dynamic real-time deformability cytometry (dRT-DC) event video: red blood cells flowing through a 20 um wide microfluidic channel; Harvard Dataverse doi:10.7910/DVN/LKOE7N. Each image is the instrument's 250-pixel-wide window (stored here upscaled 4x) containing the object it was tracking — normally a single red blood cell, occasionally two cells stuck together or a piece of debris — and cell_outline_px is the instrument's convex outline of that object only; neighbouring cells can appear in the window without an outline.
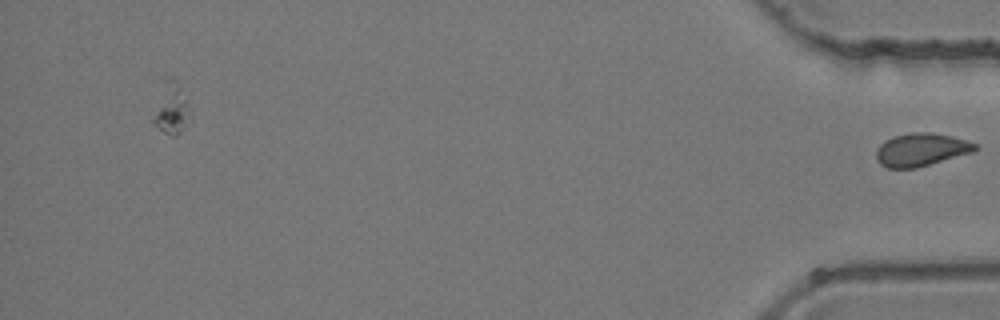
{"species": "common noctule bat (a hibernating species)", "species_latin": "Nyctalus noctula", "temperature_condition": "room temperature", "stored_images_in_passage": 37, "segment_of_instrument_passage": [2, 2], "camera_frame_rate_fps": 3000, "um_per_image_px": 0.085, "animal": {"sex": "female", "body_mass_g": 24.6, "forearm_length_mm": 56.2}, "frame": {"image": 1, "passage_image": 37, "time_ms": 12.0, "image_size_px": [1000, 320], "cell_outline_px": [[980, 148], [972, 152], [916, 168], [888, 168], [880, 164], [876, 160], [876, 152], [880, 144], [884, 140], [892, 136], [912, 132], [932, 132], [952, 136], [968, 140], [980, 144]], "centroid_in_image_um": [78.32, 12.7], "position_along_channel_um": 356.9, "area_um2": 19.25}}